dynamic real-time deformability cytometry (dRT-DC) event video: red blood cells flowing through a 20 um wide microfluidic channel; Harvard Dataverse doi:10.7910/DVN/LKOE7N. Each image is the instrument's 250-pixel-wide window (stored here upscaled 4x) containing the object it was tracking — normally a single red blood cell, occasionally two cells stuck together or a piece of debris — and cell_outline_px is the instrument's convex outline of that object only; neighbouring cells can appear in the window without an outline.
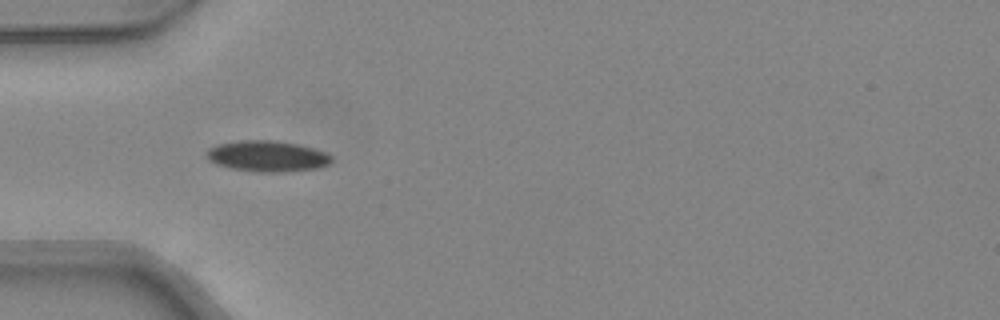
{"species": "common noctule bat (a hibernating species)", "species_latin": "Nyctalus noctula", "temperature_condition": "warm", "stored_images_in_passage": 33, "camera_frame_rate_fps": 3000, "um_per_image_px": 0.085, "animal": {"sex": "female", "body_mass_g": 24.6, "forearm_length_mm": 56.2}, "frame": {"image": 1, "passage_image": 1, "time_ms": 0.0, "image_size_px": [1000, 320], "cell_outline_px": [[332, 160], [328, 164], [320, 168], [284, 172], [260, 172], [232, 168], [216, 164], [208, 160], [204, 156], [204, 152], [208, 148], [216, 144], [240, 140], [276, 140], [316, 148], [332, 156]], "centroid_in_image_um": [22.69, 13.27], "position_along_channel_um": 62.3, "area_um2": 22.83}}
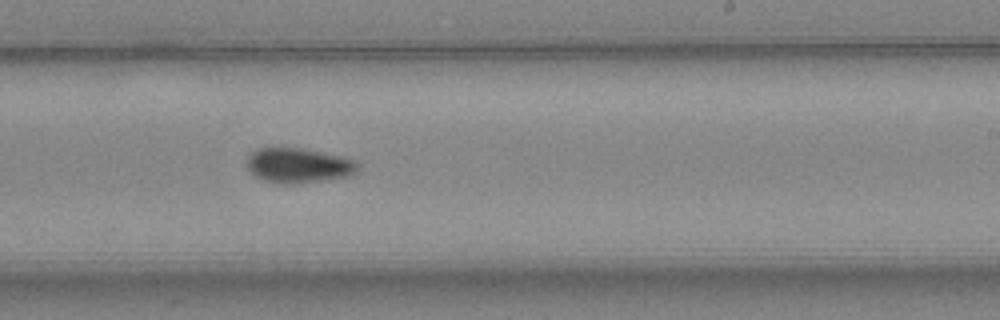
{"frame": {"image": 2, "passage_image": 15, "time_ms": 4.667, "image_size_px": [1000, 320], "cell_outline_px": [[360, 168], [352, 176], [296, 184], [276, 184], [264, 180], [256, 176], [244, 164], [244, 160], [252, 152], [260, 148], [300, 148], [340, 156], [356, 160]], "centroid_in_image_um": [25.37, 14.08], "position_along_channel_um": 263.6, "area_um2": 22.77}}
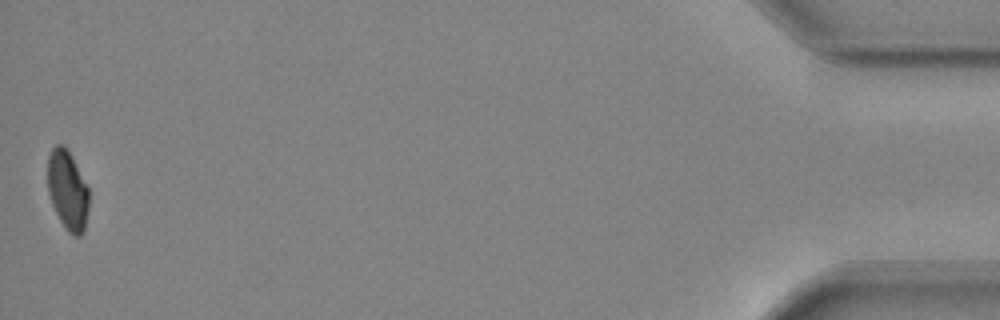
{"frame": {"image": 3, "passage_image": 33, "time_ms": 10.667, "image_size_px": [1000, 320], "cell_outline_px": [[88, 208], [84, 232], [80, 236], [72, 236], [64, 228], [52, 204], [48, 192], [48, 156], [52, 148], [56, 144], [64, 144], [88, 188]], "centroid_in_image_um": [5.73, 16.21], "position_along_channel_um": 429.5, "area_um2": 18.9}, "authors_computed_cell_mechanics": {"area_um2": 21.5594, "velocity_mm_per_s": 4.3579, "shape_relaxation_time_tau1_ms": 5.6216, "shape_relaxation_time_tau2_ms": null, "deformation_change_tau1": 0.1397, "deformation_change_tau2": null}}